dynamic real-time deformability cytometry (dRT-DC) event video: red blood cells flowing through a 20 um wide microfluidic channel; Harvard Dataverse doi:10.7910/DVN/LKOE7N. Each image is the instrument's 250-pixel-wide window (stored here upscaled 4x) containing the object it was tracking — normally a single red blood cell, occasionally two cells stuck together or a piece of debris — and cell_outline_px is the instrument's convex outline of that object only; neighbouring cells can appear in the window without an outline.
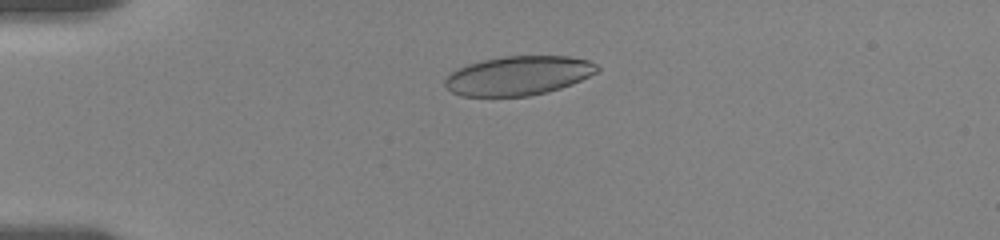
{"species": "human", "species_latin": "Homo sapiens", "temperature_condition": "room temperature", "stored_images_in_passage": 12, "camera_frame_rate_fps": 3000, "um_per_image_px": 0.085, "donor": {"sex": "female"}, "frame": {"image": 1, "passage_image": 7, "time_ms": 4.333, "image_size_px": [1000, 240], "cell_outline_px": [[600, 68], [596, 72], [572, 84], [560, 88], [528, 96], [460, 96], [452, 92], [444, 84], [444, 80], [456, 68], [480, 60], [504, 56], [568, 56], [588, 60], [596, 64]], "centroid_in_image_um": [44.03, 6.42], "position_along_channel_um": 41.0, "area_um2": 34.62}}
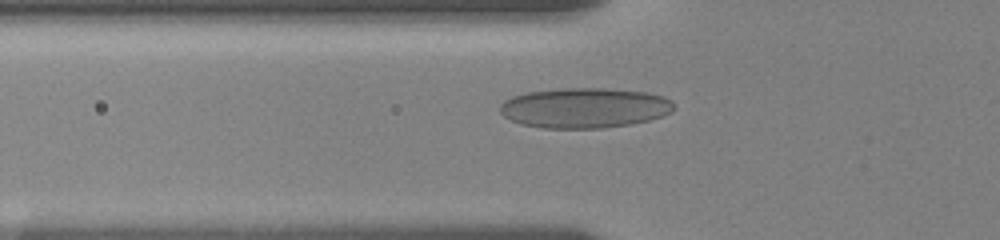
{"frame": {"image": 2, "passage_image": 10, "time_ms": 6.333, "image_size_px": [1000, 240], "cell_outline_px": [[672, 112], [648, 120], [628, 124], [604, 128], [544, 128], [520, 124], [504, 116], [500, 112], [500, 104], [504, 100], [512, 96], [528, 92], [560, 88], [600, 88], [648, 92], [664, 96], [672, 100]], "centroid_in_image_um": [49.66, 9.16], "position_along_channel_um": 76.1, "area_um2": 40.63}}
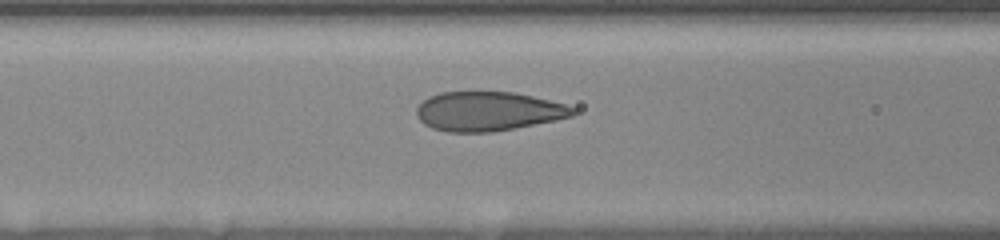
{"frame": {"image": 3, "passage_image": 12, "time_ms": 7.667, "image_size_px": [1000, 240], "cell_outline_px": [[576, 112], [572, 116], [556, 120], [492, 132], [448, 132], [432, 128], [424, 124], [416, 116], [416, 108], [428, 96], [440, 92], [512, 92], [532, 96], [564, 104], [576, 108]], "centroid_in_image_um": [41.46, 9.46], "position_along_channel_um": 125.1, "area_um2": 35.66}}